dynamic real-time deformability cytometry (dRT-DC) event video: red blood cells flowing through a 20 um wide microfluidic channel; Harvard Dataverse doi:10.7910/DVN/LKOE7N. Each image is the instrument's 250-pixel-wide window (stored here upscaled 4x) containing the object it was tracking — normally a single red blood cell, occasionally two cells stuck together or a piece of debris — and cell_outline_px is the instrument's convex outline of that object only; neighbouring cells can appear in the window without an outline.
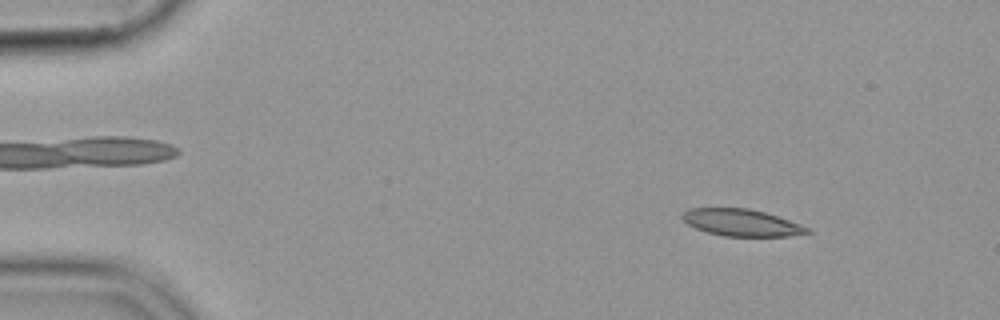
{"species": "common noctule bat (a hibernating species)", "species_latin": "Nyctalus noctula", "temperature_condition": "cold", "stored_images_in_passage": 54, "camera_frame_rate_fps": 3000, "um_per_image_px": 0.085, "animal": {"sex": "female", "body_mass_g": 19.9}, "frame": {"image": 1, "passage_image": 6, "time_ms": 1.667, "image_size_px": [1000, 320], "cell_outline_px": [[812, 232], [788, 236], [724, 236], [708, 232], [696, 228], [688, 224], [680, 216], [688, 208], [748, 208], [764, 212], [800, 224], [808, 228]], "centroid_in_image_um": [63.0, 18.92], "position_along_channel_um": 22.0, "area_um2": 19.36}}
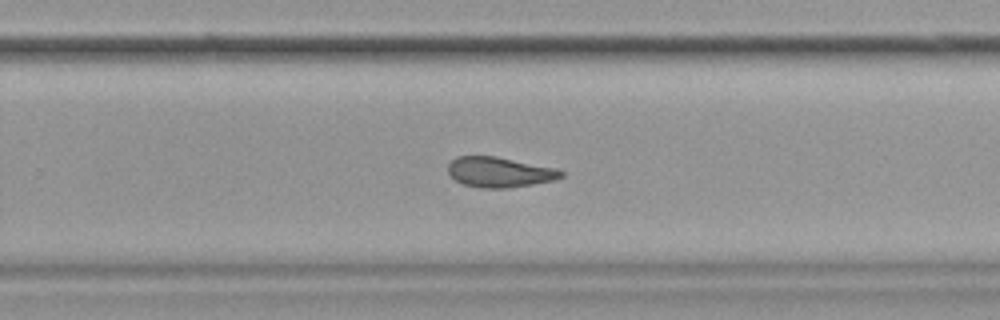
{"frame": {"image": 2, "passage_image": 35, "time_ms": 11.333, "image_size_px": [1000, 320], "cell_outline_px": [[564, 176], [556, 180], [532, 184], [504, 188], [480, 188], [464, 184], [456, 180], [448, 172], [448, 164], [456, 156], [496, 156], [556, 168], [564, 172]], "centroid_in_image_um": [42.47, 14.63], "position_along_channel_um": 287.3, "area_um2": 19.88}}
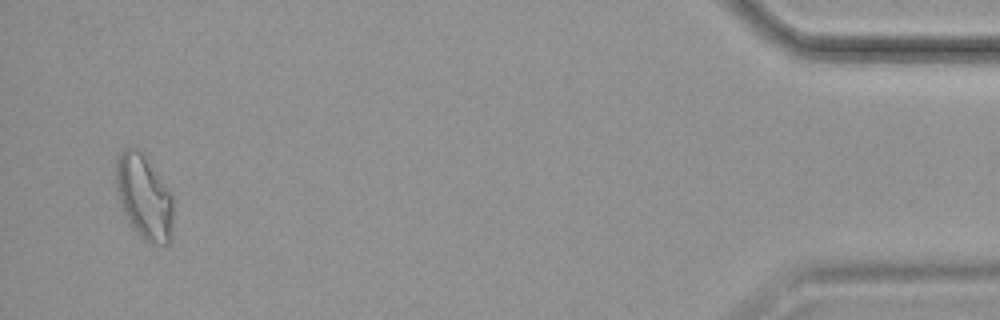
{"frame": {"image": 3, "passage_image": 52, "time_ms": 17.0, "image_size_px": [1000, 320], "cell_outline_px": [[172, 224], [168, 244], [148, 244], [128, 224], [124, 216], [116, 192], [116, 156], [124, 148], [136, 148], [144, 156], [168, 188], [172, 196]], "centroid_in_image_um": [12.2, 16.77], "position_along_channel_um": 423.0, "area_um2": 28.21}}